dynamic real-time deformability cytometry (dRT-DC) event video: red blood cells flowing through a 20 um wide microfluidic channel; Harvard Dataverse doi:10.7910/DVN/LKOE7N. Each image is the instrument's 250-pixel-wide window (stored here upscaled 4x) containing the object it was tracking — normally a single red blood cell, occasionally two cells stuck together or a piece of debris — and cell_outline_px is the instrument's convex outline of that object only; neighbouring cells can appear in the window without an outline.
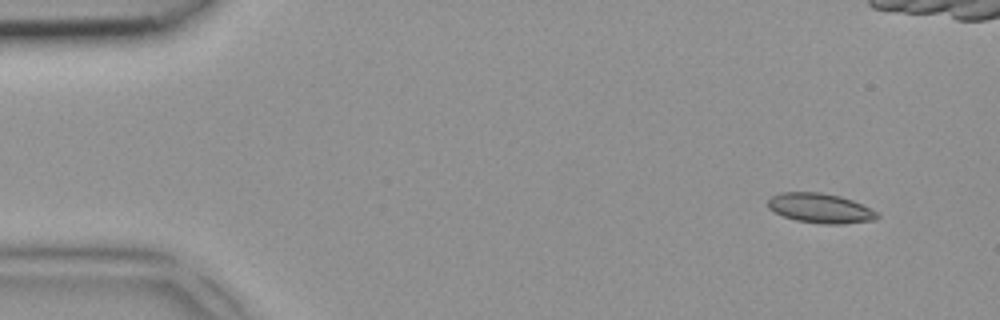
{"species": "common noctule bat (a hibernating species)", "species_latin": "Nyctalus noctula", "temperature_condition": "room temperature", "stored_images_in_passage": 4, "camera_frame_rate_fps": 3000, "um_per_image_px": 0.085, "animal": {"sex": "female", "body_mass_g": 18.4}, "frame": {"image": 1, "passage_image": 1, "time_ms": 0.0, "image_size_px": [1000, 320], "cell_outline_px": [[880, 216], [876, 220], [844, 224], [824, 224], [796, 220], [784, 216], [768, 208], [768, 200], [772, 196], [780, 192], [820, 192], [840, 196], [852, 200], [876, 212]], "centroid_in_image_um": [69.72, 17.7], "position_along_channel_um": 15.3, "area_um2": 18.79}}